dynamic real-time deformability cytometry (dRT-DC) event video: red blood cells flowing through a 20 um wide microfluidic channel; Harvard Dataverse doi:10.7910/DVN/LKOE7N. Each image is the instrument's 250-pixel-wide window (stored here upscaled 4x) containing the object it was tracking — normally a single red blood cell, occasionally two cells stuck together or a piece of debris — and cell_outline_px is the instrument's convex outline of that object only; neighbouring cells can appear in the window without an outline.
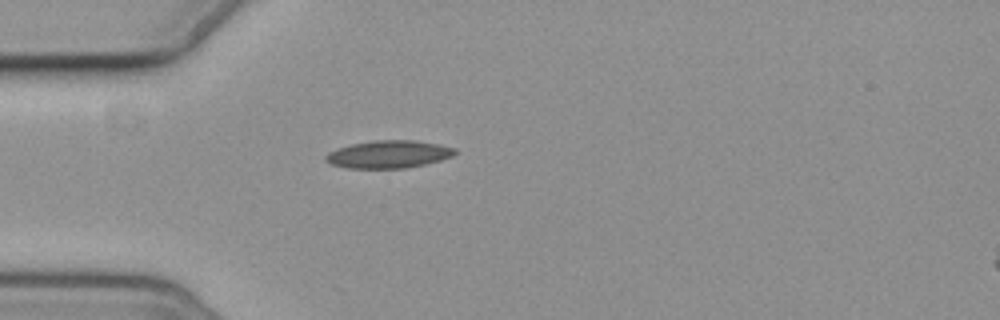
{"species": "common noctule bat (a hibernating species)", "species_latin": "Nyctalus noctula", "temperature_condition": "cold", "stored_images_in_passage": 1, "camera_frame_rate_fps": 3000, "um_per_image_px": 0.085, "animal": {"sex": "female", "body_mass_g": 19.3, "forearm_length_mm": 54.1}, "frame": {"image": 1, "passage_image": 1, "time_ms": 0.0, "image_size_px": [1000, 320], "cell_outline_px": [[456, 152], [452, 156], [440, 160], [424, 164], [404, 168], [348, 168], [328, 164], [324, 160], [324, 156], [328, 152], [352, 144], [372, 140], [412, 140], [440, 144], [456, 148]], "centroid_in_image_um": [33.0, 13.11], "position_along_channel_um": 52.0, "area_um2": 20.81}}